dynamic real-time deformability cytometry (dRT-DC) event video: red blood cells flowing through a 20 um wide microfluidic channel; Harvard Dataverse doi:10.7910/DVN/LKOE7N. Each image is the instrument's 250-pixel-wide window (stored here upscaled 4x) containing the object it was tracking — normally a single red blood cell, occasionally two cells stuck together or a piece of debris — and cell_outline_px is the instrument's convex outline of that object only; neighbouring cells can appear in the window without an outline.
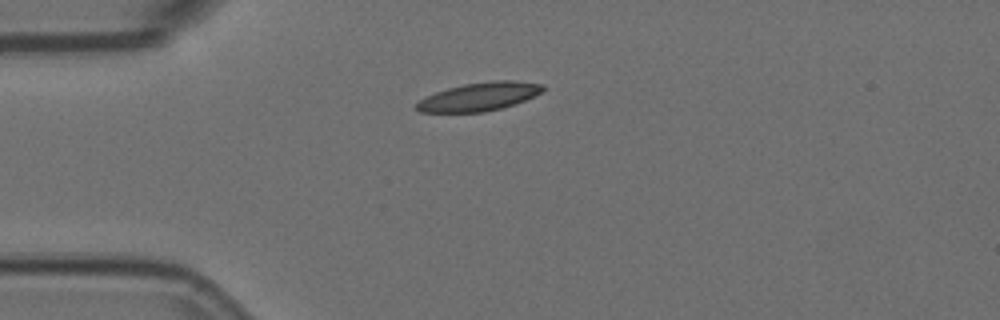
{"species": "Egyptian fruit bat (a non-hibernating species)", "species_latin": "Rousettus aegyptiacus", "temperature_condition": "room temperature", "stored_images_in_passage": 2, "camera_frame_rate_fps": 3000, "um_per_image_px": 0.085, "animal": {"sex": "female"}, "frame": {"image": 1, "passage_image": 2, "time_ms": 0.333, "image_size_px": [1000, 320], "cell_outline_px": [[544, 88], [540, 92], [516, 104], [484, 112], [420, 112], [416, 108], [416, 104], [420, 100], [436, 92], [448, 88], [464, 84], [496, 80], [516, 80], [544, 84]], "centroid_in_image_um": [40.75, 8.21], "position_along_channel_um": 44.3, "area_um2": 20.63}}